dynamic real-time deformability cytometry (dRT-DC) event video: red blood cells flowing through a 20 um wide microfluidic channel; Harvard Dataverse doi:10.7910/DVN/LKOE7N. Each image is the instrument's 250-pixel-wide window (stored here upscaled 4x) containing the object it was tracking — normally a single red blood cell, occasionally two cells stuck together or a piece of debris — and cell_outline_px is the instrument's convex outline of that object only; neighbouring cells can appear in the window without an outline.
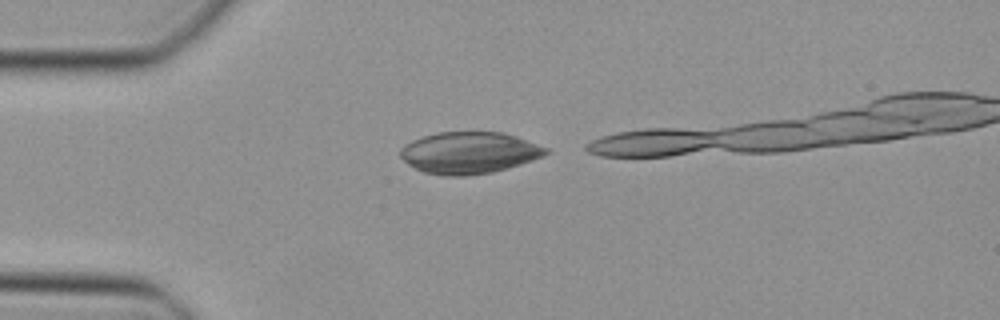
{"species": "Egyptian fruit bat (a non-hibernating species)", "species_latin": "Rousettus aegyptiacus", "temperature_condition": "cold", "stored_images_in_passage": 7, "camera_frame_rate_fps": 3000, "um_per_image_px": 0.085, "animal": {"sex": "female"}, "frame": {"image": 1, "passage_image": 2, "time_ms": 0.333, "image_size_px": [1000, 320], "cell_outline_px": [[552, 152], [544, 156], [520, 164], [492, 172], [464, 176], [444, 176], [424, 172], [408, 164], [400, 156], [400, 148], [404, 144], [412, 140], [436, 132], [500, 132], [516, 136], [548, 148]], "centroid_in_image_um": [39.88, 12.98], "position_along_channel_um": 45.1, "area_um2": 35.37}}
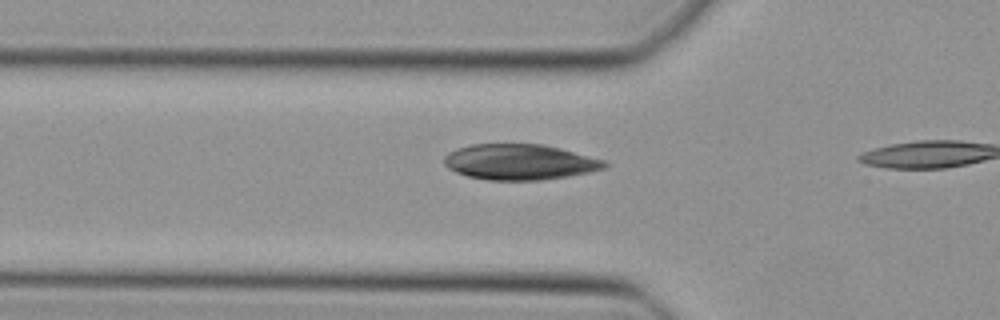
{"frame": {"image": 2, "passage_image": 6, "time_ms": 1.667, "image_size_px": [1000, 320], "cell_outline_px": [[608, 168], [568, 176], [540, 180], [488, 180], [468, 176], [456, 172], [448, 168], [444, 164], [444, 156], [448, 152], [456, 148], [472, 144], [544, 144], [560, 148], [604, 160], [608, 164]], "centroid_in_image_um": [44.16, 13.76], "position_along_channel_um": 81.6, "area_um2": 33.35}}